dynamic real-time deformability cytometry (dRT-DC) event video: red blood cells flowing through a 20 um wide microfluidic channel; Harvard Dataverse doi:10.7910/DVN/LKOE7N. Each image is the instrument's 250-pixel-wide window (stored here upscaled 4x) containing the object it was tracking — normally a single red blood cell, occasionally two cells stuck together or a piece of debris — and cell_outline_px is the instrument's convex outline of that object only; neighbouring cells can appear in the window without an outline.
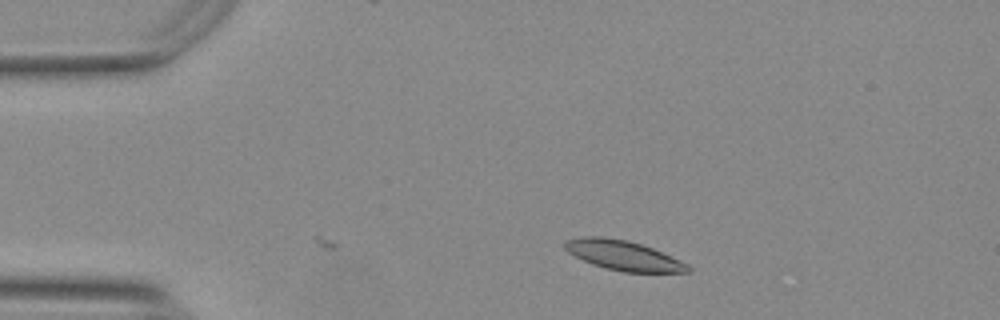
{"species": "Egyptian fruit bat (a non-hibernating species)", "species_latin": "Rousettus aegyptiacus", "temperature_condition": "warm", "stored_images_in_passage": 3, "camera_frame_rate_fps": 3000, "um_per_image_px": 0.085, "animal": {"sex": "female"}, "frame": {"image": 1, "passage_image": 3, "time_ms": 0.667, "image_size_px": [1000, 320], "cell_outline_px": [[692, 272], [624, 272], [604, 268], [592, 264], [568, 252], [564, 248], [564, 240], [580, 236], [604, 236], [628, 240], [652, 248], [688, 264], [692, 268]], "centroid_in_image_um": [52.96, 21.7], "position_along_channel_um": 32.0, "area_um2": 21.39}}